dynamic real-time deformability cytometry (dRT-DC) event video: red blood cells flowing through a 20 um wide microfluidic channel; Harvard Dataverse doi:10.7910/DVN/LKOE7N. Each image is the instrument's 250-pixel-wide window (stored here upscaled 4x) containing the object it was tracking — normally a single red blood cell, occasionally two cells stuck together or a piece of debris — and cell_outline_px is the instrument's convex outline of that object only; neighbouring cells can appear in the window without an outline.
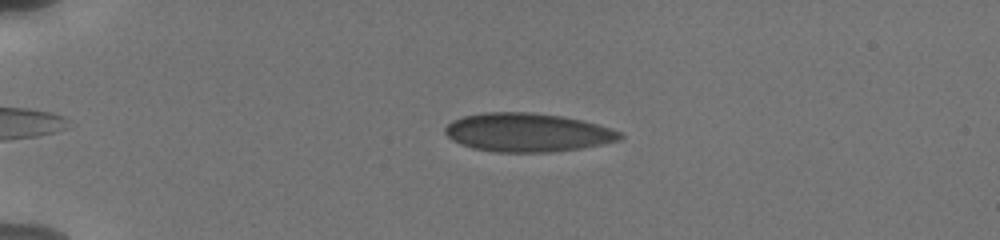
{"species": "human", "species_latin": "Homo sapiens", "temperature_condition": "cold", "stored_images_in_passage": 58, "camera_frame_rate_fps": 3000, "um_per_image_px": 0.085, "donor": {"sex": "male"}, "frame": {"image": 1, "passage_image": 18, "time_ms": 3.667, "image_size_px": [1000, 240], "cell_outline_px": [[624, 136], [616, 140], [600, 144], [580, 148], [548, 152], [496, 152], [472, 148], [460, 144], [452, 140], [444, 132], [444, 128], [452, 120], [464, 116], [484, 112], [528, 112], [560, 116], [584, 120], [612, 128], [620, 132]], "centroid_in_image_um": [44.8, 11.25], "position_along_channel_um": 40.2, "area_um2": 39.25}}
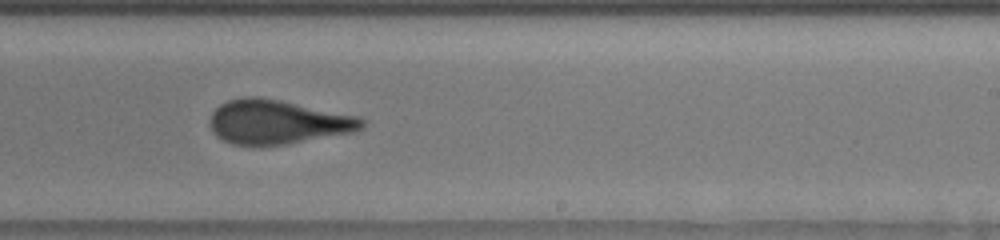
{"frame": {"image": 2, "passage_image": 39, "time_ms": 11.0, "image_size_px": [1000, 240], "cell_outline_px": [[364, 128], [356, 132], [288, 144], [232, 144], [216, 136], [212, 132], [212, 112], [220, 104], [228, 100], [244, 96], [260, 96], [360, 116], [364, 120]], "centroid_in_image_um": [23.65, 10.35], "position_along_channel_um": 265.3, "area_um2": 39.07}}
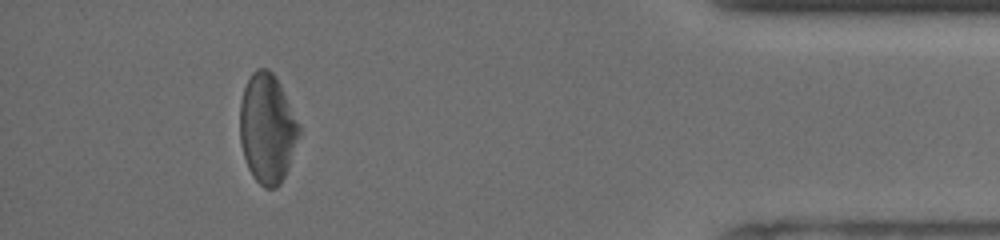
{"frame": {"image": 3, "passage_image": 53, "time_ms": 16.0, "image_size_px": [1000, 240], "cell_outline_px": [[300, 132], [288, 168], [280, 184], [276, 188], [264, 188], [252, 176], [248, 168], [244, 156], [240, 140], [240, 104], [244, 88], [252, 72], [256, 68], [268, 68], [276, 76], [300, 124]], "centroid_in_image_um": [22.72, 10.91], "position_along_channel_um": 412.5, "area_um2": 37.74}}